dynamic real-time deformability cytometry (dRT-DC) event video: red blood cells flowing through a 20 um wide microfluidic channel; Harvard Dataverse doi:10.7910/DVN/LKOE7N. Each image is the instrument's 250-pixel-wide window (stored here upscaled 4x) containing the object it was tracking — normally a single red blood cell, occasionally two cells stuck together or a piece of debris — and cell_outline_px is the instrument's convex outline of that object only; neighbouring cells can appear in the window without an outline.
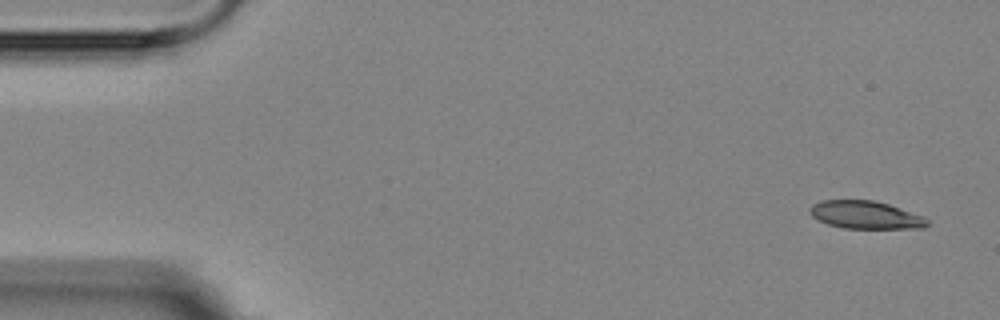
{"species": "Egyptian fruit bat (a non-hibernating species)", "species_latin": "Rousettus aegyptiacus", "temperature_condition": "room temperature", "stored_images_in_passage": 6, "camera_frame_rate_fps": 3000, "um_per_image_px": 0.085, "animal": {"sex": "female"}, "frame": {"image": 1, "passage_image": 1, "time_ms": 0.0, "image_size_px": [1000, 320], "cell_outline_px": [[928, 224], [924, 228], [844, 228], [828, 224], [812, 216], [808, 212], [808, 208], [812, 204], [820, 200], [872, 200], [888, 204], [924, 216], [928, 220]], "centroid_in_image_um": [73.55, 18.26], "position_along_channel_um": 11.5, "area_um2": 19.02}}
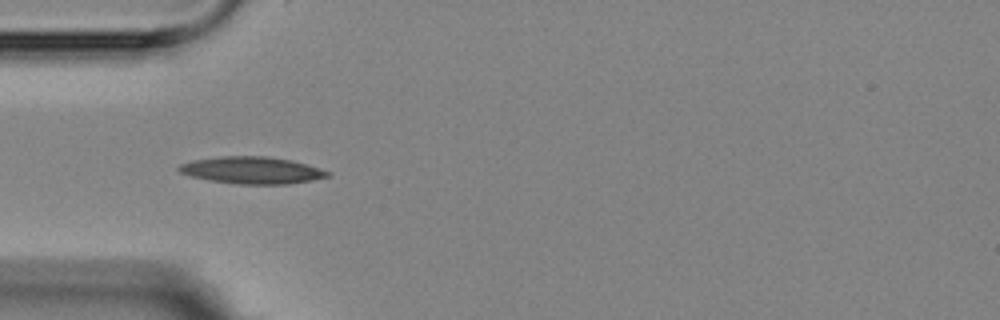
{"frame": {"image": 2, "passage_image": 5, "time_ms": 4.667, "image_size_px": [1000, 320], "cell_outline_px": [[332, 176], [288, 184], [236, 184], [212, 180], [192, 176], [180, 172], [176, 168], [180, 164], [192, 160], [220, 156], [268, 156], [292, 160], [332, 172]], "centroid_in_image_um": [21.43, 14.46], "position_along_channel_um": 63.6, "area_um2": 23.35}}
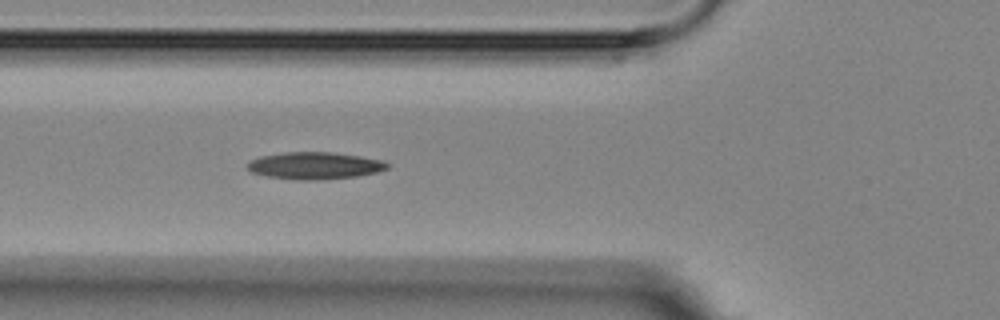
{"frame": {"image": 3, "passage_image": 6, "time_ms": 5.667, "image_size_px": [1000, 320], "cell_outline_px": [[388, 168], [376, 172], [356, 176], [316, 180], [296, 180], [268, 176], [252, 172], [248, 168], [248, 164], [252, 160], [260, 156], [284, 152], [332, 152], [360, 156], [380, 160], [388, 164]], "centroid_in_image_um": [26.74, 14.07], "position_along_channel_um": 99.1, "area_um2": 21.79}}